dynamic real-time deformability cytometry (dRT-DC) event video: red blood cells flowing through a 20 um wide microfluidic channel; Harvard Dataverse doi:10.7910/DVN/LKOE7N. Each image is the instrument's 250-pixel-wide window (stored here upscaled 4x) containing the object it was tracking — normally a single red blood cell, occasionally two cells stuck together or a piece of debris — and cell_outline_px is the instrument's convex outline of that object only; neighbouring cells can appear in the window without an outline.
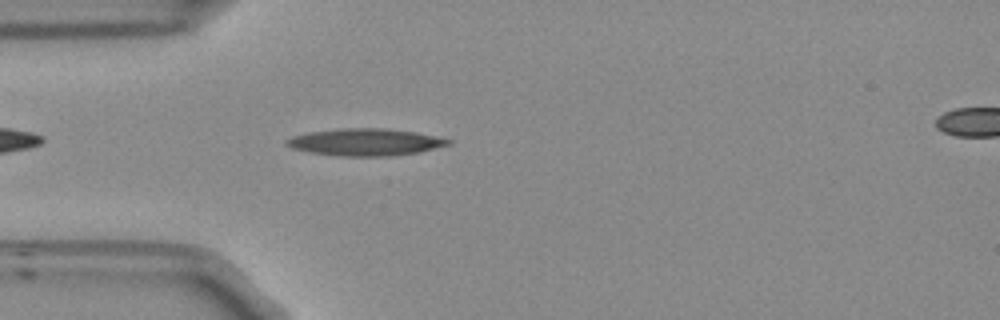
{"species": "Egyptian fruit bat (a non-hibernating species)", "species_latin": "Rousettus aegyptiacus", "temperature_condition": "room temperature", "stored_images_in_passage": 41, "camera_frame_rate_fps": 3000, "um_per_image_px": 0.085, "frame": {"image": 1, "passage_image": 2, "time_ms": 0.333, "image_size_px": [1000, 320], "cell_outline_px": [[452, 144], [420, 152], [392, 156], [340, 156], [308, 152], [292, 148], [284, 144], [284, 140], [292, 136], [312, 132], [344, 128], [384, 128], [416, 132], [452, 140]], "centroid_in_image_um": [31.06, 12.09], "position_along_channel_um": 53.9, "area_um2": 25.55}}
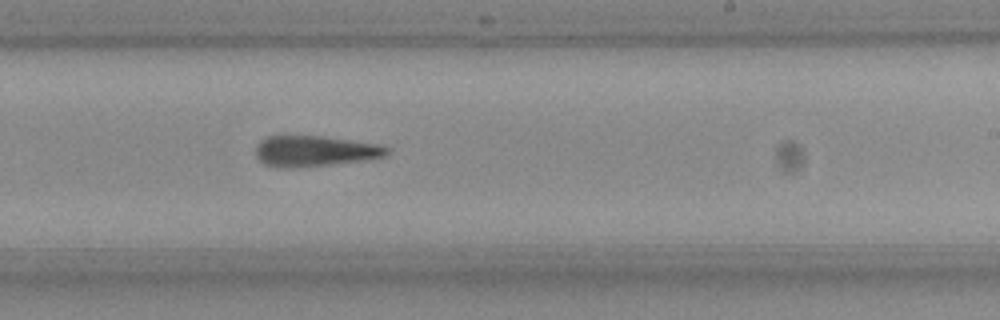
{"frame": {"image": 2, "passage_image": 19, "time_ms": 6.0, "image_size_px": [1000, 320], "cell_outline_px": [[392, 152], [384, 156], [364, 160], [292, 168], [280, 168], [264, 164], [256, 156], [256, 144], [260, 140], [268, 136], [320, 136], [380, 144], [392, 148]], "centroid_in_image_um": [26.77, 12.84], "position_along_channel_um": 262.2, "area_um2": 23.52}}
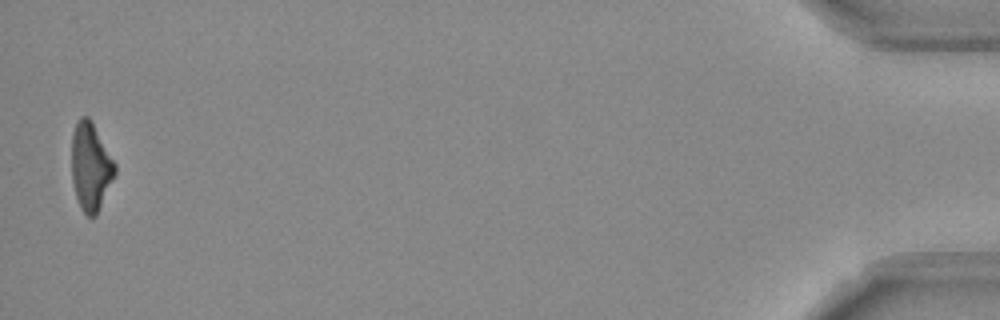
{"frame": {"image": 3, "passage_image": 40, "time_ms": 13.0, "image_size_px": [1000, 320], "cell_outline_px": [[116, 172], [96, 216], [88, 216], [84, 212], [76, 196], [72, 180], [72, 132], [76, 120], [80, 116], [88, 116], [116, 164]], "centroid_in_image_um": [7.69, 14.14], "position_along_channel_um": 427.5, "area_um2": 21.85}, "authors_computed_cell_mechanics": {"area_um2": 23.4668, "velocity_mm_per_s": 3.752, "shape_relaxation_time_tau1_ms": 7.978, "shape_relaxation_time_tau2_ms": null, "deformation_change_tau1": 0.2572, "deformation_change_tau2": null}}